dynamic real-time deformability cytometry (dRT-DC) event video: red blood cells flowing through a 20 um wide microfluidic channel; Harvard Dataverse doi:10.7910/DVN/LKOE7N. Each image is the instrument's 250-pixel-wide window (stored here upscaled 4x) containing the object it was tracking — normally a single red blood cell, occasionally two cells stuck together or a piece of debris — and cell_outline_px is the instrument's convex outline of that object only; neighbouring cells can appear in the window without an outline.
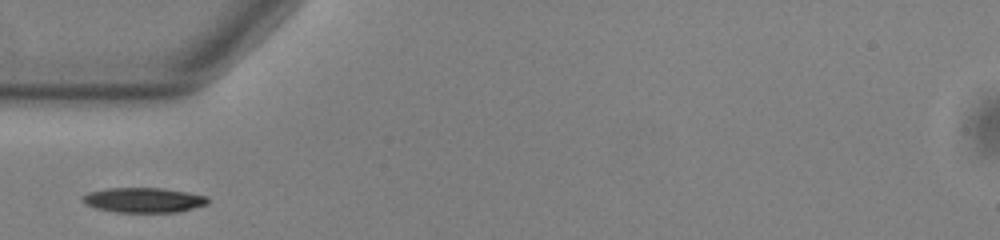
{"species": "common noctule bat (a hibernating species)", "species_latin": "Nyctalus noctula", "temperature_condition": "warm", "stored_images_in_passage": 38, "camera_frame_rate_fps": 3000, "um_per_image_px": 0.085, "animal": {"sex": "male", "body_mass_g": 13.0, "forearm_length_mm": 53.1}, "frame": {"image": 1, "passage_image": 1, "time_ms": 0.0, "image_size_px": [1000, 240], "cell_outline_px": [[208, 204], [176, 212], [116, 212], [96, 208], [84, 204], [80, 200], [80, 196], [88, 192], [108, 188], [164, 188], [208, 196]], "centroid_in_image_um": [12.15, 17.0], "position_along_channel_um": 72.8, "area_um2": 18.26}}
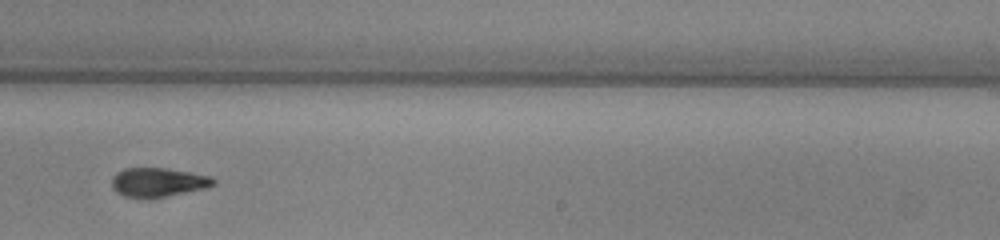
{"frame": {"image": 2, "passage_image": 17, "time_ms": 5.333, "image_size_px": [1000, 240], "cell_outline_px": [[216, 184], [208, 188], [164, 196], [124, 196], [116, 192], [112, 188], [112, 176], [116, 172], [124, 168], [164, 168], [212, 176], [216, 180]], "centroid_in_image_um": [13.46, 15.46], "position_along_channel_um": 275.5, "area_um2": 16.94}}
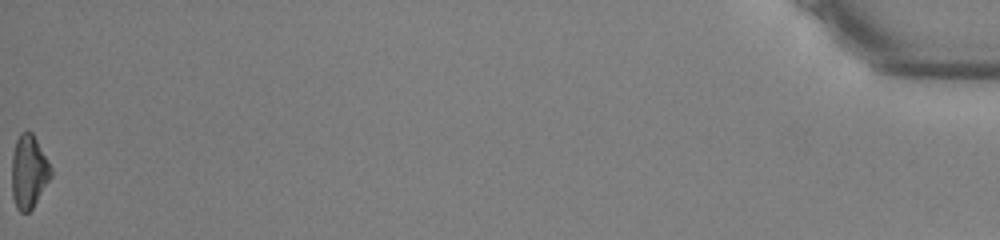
{"frame": {"image": 3, "passage_image": 38, "time_ms": 12.333, "image_size_px": [1000, 240], "cell_outline_px": [[52, 176], [32, 208], [28, 212], [20, 212], [16, 208], [12, 196], [12, 156], [16, 140], [20, 132], [32, 132], [48, 160], [52, 168]], "centroid_in_image_um": [2.44, 14.6], "position_along_channel_um": 432.8, "area_um2": 16.7}}